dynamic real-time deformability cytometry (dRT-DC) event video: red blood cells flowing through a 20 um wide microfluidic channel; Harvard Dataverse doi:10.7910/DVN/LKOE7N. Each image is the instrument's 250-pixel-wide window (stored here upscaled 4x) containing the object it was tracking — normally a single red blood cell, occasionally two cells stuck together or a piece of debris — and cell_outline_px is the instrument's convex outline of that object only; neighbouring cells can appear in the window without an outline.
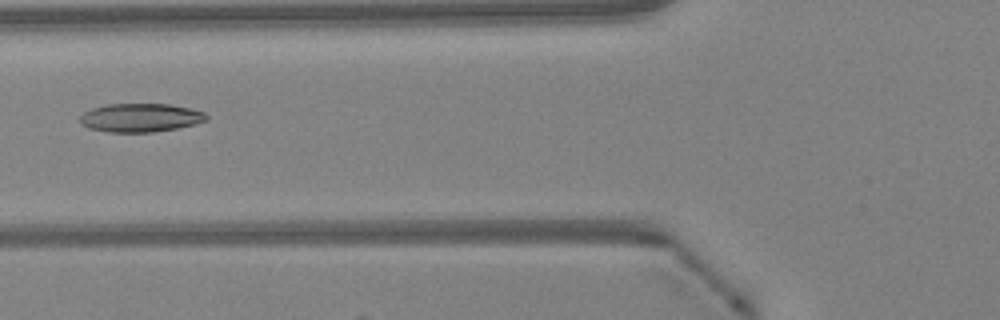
{"species": "Egyptian fruit bat (a non-hibernating species)", "species_latin": "Rousettus aegyptiacus", "temperature_condition": "warm", "stored_images_in_passage": 42, "camera_frame_rate_fps": 3000, "um_per_image_px": 0.085, "animal": {"sex": "female"}, "frame": {"image": 1, "passage_image": 19, "time_ms": 6.0, "image_size_px": [1000, 320], "cell_outline_px": [[208, 120], [176, 128], [152, 132], [112, 132], [88, 128], [80, 120], [80, 116], [84, 112], [92, 108], [108, 104], [172, 104], [204, 112], [208, 116]], "centroid_in_image_um": [11.94, 9.99], "position_along_channel_um": 113.9, "area_um2": 20.81}}
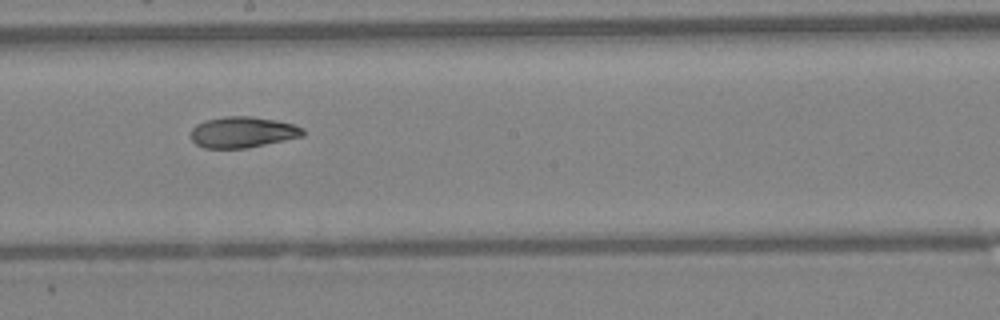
{"frame": {"image": 2, "passage_image": 27, "time_ms": 8.667, "image_size_px": [1000, 320], "cell_outline_px": [[304, 136], [248, 148], [204, 148], [196, 144], [192, 140], [192, 128], [196, 124], [208, 120], [224, 116], [252, 116], [276, 120], [292, 124], [304, 128]], "centroid_in_image_um": [20.64, 11.24], "position_along_channel_um": 227.6, "area_um2": 20.23}}
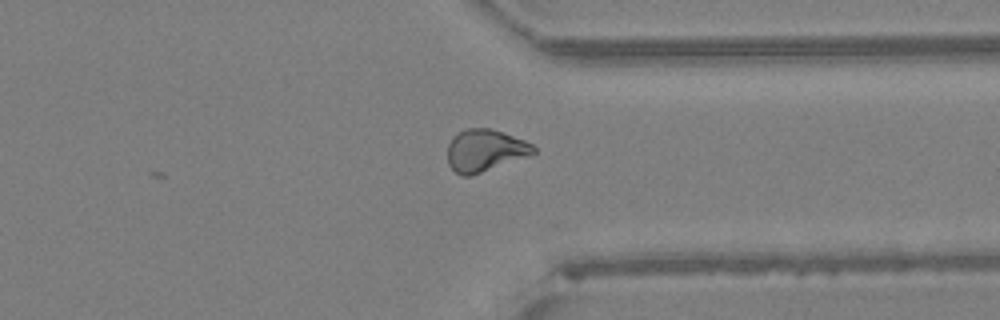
{"frame": {"image": 3, "passage_image": 37, "time_ms": 12.0, "image_size_px": [1000, 320], "cell_outline_px": [[536, 152], [528, 156], [468, 176], [464, 176], [456, 172], [448, 164], [448, 144], [464, 128], [488, 128], [504, 132], [524, 140], [532, 144], [536, 148]], "centroid_in_image_um": [41.24, 12.77], "position_along_channel_um": 370.2, "area_um2": 20.69}, "authors_computed_cell_mechanics": {"area_um2": 20.6057, "velocity_mm_per_s": 4.283, "shape_relaxation_time_tau1_ms": null, "shape_relaxation_time_tau2_ms": 5.9909, "deformation_change_tau1": null, "deformation_change_tau2": 0.123}}